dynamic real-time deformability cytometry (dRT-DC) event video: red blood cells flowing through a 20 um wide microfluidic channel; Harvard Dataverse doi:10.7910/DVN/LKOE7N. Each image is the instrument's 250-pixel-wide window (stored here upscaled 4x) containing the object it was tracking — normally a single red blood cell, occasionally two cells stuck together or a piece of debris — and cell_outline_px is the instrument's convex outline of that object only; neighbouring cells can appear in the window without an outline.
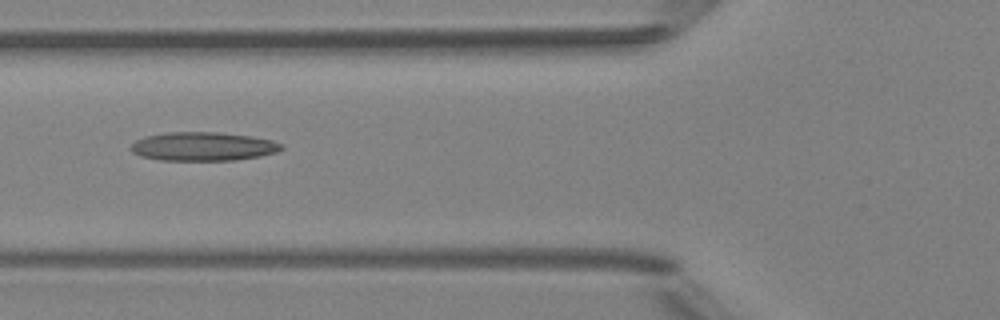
{"species": "Egyptian fruit bat (a non-hibernating species)", "species_latin": "Rousettus aegyptiacus", "temperature_condition": "room temperature", "stored_images_in_passage": 5, "camera_frame_rate_fps": 3000, "um_per_image_px": 0.085, "animal": {"sex": "female"}, "frame": {"image": 1, "passage_image": 5, "time_ms": 4.667, "image_size_px": [1000, 320], "cell_outline_px": [[284, 148], [276, 152], [260, 156], [236, 160], [160, 160], [140, 156], [132, 152], [132, 144], [136, 140], [144, 136], [164, 132], [220, 132], [252, 136], [272, 140], [284, 144]], "centroid_in_image_um": [17.28, 12.44], "position_along_channel_um": 108.5, "area_um2": 25.37}}